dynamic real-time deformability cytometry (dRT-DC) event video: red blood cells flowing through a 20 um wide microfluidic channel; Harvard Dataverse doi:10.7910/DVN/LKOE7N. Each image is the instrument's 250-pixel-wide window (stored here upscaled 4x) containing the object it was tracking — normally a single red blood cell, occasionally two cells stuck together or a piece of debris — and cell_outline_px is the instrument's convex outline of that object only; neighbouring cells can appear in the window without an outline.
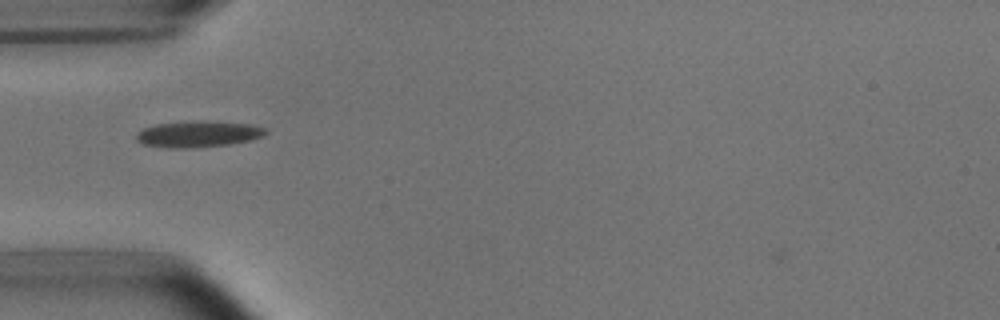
{"species": "common noctule bat (a hibernating species)", "species_latin": "Nyctalus noctula", "temperature_condition": "room temperature", "stored_images_in_passage": 4, "camera_frame_rate_fps": 3000, "um_per_image_px": 0.085, "animal": {"sex": "male", "body_mass_g": 15.6}, "frame": {"image": 1, "passage_image": 2, "time_ms": 1.333, "image_size_px": [1000, 320], "cell_outline_px": [[268, 132], [264, 136], [252, 140], [228, 144], [196, 148], [168, 148], [144, 144], [136, 140], [136, 132], [144, 128], [156, 124], [200, 120], [248, 124], [268, 128]], "centroid_in_image_um": [16.87, 11.4], "position_along_channel_um": 68.1, "area_um2": 19.94}}
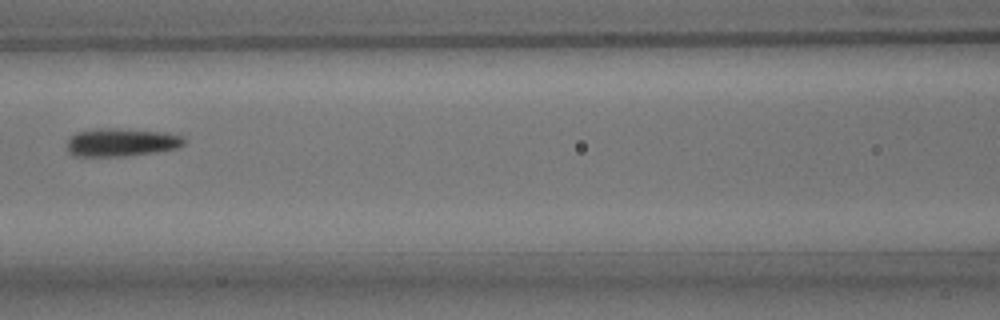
{"frame": {"image": 2, "passage_image": 4, "time_ms": 3.667, "image_size_px": [1000, 320], "cell_outline_px": [[184, 144], [176, 148], [152, 152], [124, 156], [72, 156], [68, 152], [68, 140], [76, 132], [96, 128], [116, 128], [164, 132], [180, 136], [184, 140]], "centroid_in_image_um": [10.25, 12.09], "position_along_channel_um": 156.3, "area_um2": 18.96}}